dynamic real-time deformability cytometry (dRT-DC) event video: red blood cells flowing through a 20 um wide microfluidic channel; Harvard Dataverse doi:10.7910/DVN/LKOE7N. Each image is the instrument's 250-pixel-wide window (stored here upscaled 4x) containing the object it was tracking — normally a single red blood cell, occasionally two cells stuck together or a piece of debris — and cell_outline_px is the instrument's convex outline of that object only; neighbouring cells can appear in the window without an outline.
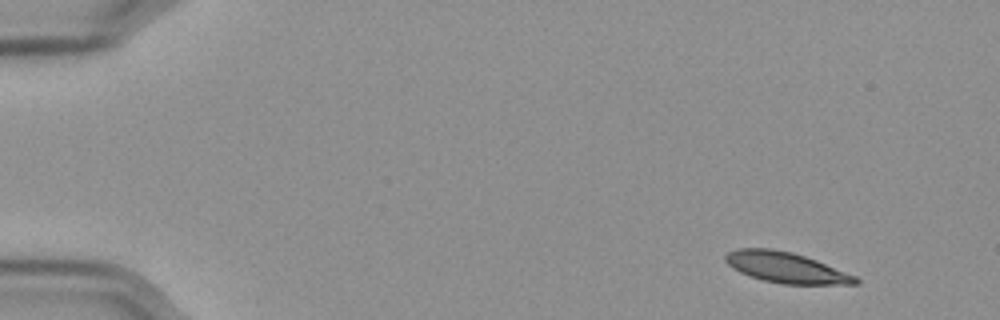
{"species": "Egyptian fruit bat (a non-hibernating species)", "species_latin": "Rousettus aegyptiacus", "temperature_condition": "cold", "stored_images_in_passage": 54, "camera_frame_rate_fps": 3000, "um_per_image_px": 0.085, "frame": {"image": 1, "passage_image": 1, "time_ms": 0.0, "image_size_px": [1000, 320], "cell_outline_px": [[860, 284], [780, 284], [748, 276], [732, 268], [724, 260], [724, 256], [728, 252], [736, 248], [768, 248], [792, 252], [816, 260], [856, 276], [860, 280]], "centroid_in_image_um": [66.78, 22.74], "position_along_channel_um": 18.2, "area_um2": 23.24}}
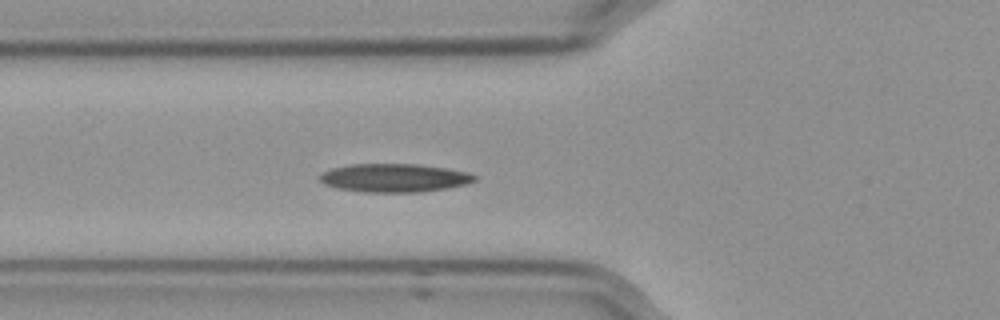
{"frame": {"image": 2, "passage_image": 17, "time_ms": 5.333, "image_size_px": [1000, 320], "cell_outline_px": [[476, 180], [468, 184], [448, 188], [420, 192], [364, 192], [336, 188], [324, 184], [320, 180], [320, 176], [324, 172], [332, 168], [352, 164], [416, 164], [444, 168], [468, 172], [476, 176]], "centroid_in_image_um": [33.53, 15.13], "position_along_channel_um": 92.3, "area_um2": 25.55}}
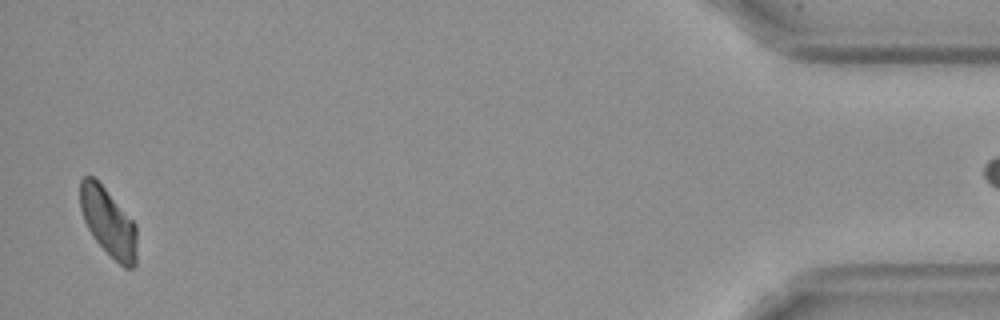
{"frame": {"image": 3, "passage_image": 52, "time_ms": 17.0, "image_size_px": [1000, 320], "cell_outline_px": [[136, 264], [132, 268], [124, 268], [92, 236], [84, 220], [80, 208], [80, 180], [84, 176], [92, 176], [104, 188], [136, 224]], "centroid_in_image_um": [9.2, 18.89], "position_along_channel_um": 426.0, "area_um2": 22.08}, "authors_computed_cell_mechanics": {"area_um2": 24.2182, "velocity_mm_per_s": 3.5415, "shape_relaxation_time_tau1_ms": null, "shape_relaxation_time_tau2_ms": 6.9437, "deformation_change_tau1": null, "deformation_change_tau2": 0.1406}}